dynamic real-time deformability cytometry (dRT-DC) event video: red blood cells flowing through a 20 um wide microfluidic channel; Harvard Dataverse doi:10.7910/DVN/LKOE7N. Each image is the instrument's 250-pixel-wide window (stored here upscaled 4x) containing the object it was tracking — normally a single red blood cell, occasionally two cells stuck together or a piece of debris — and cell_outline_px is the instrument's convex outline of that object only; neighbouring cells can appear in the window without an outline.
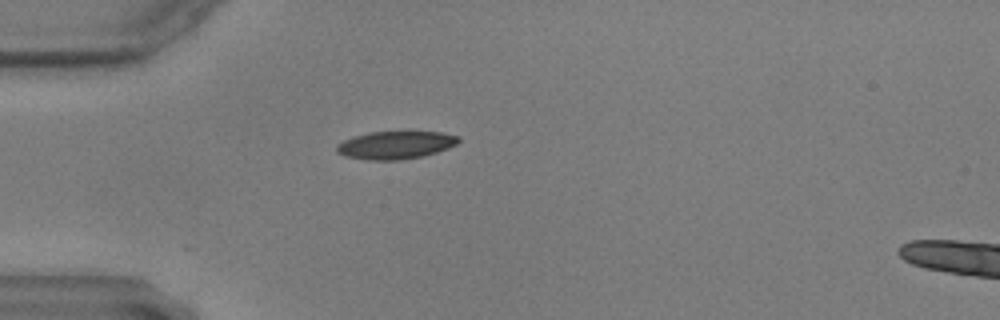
{"species": "common noctule bat (a hibernating species)", "species_latin": "Nyctalus noctula", "temperature_condition": "warm", "stored_images_in_passage": 21, "camera_frame_rate_fps": 3000, "um_per_image_px": 0.085, "animal": {"sex": "male", "body_mass_g": 17.9, "forearm_length_mm": 54.2}, "frame": {"image": 1, "passage_image": 1, "time_ms": 0.0, "image_size_px": [1000, 320], "cell_outline_px": [[460, 140], [456, 144], [448, 148], [436, 152], [420, 156], [400, 160], [368, 160], [344, 156], [336, 152], [336, 144], [352, 136], [368, 132], [440, 132], [460, 136]], "centroid_in_image_um": [33.58, 12.32], "position_along_channel_um": 51.4, "area_um2": 19.77}}
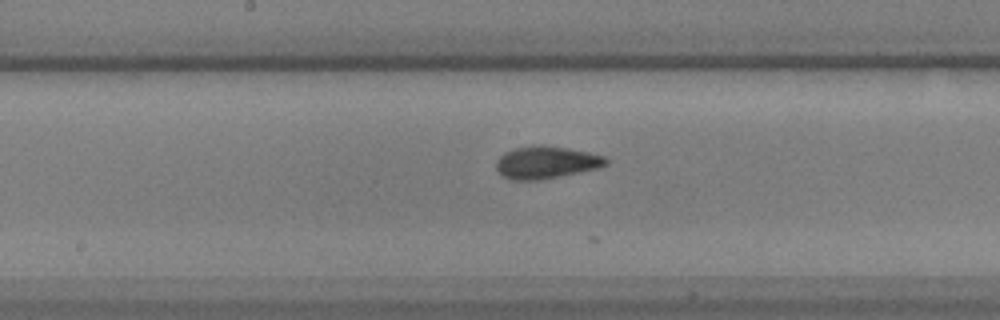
{"frame": {"image": 2, "passage_image": 15, "time_ms": 4.667, "image_size_px": [1000, 320], "cell_outline_px": [[608, 164], [596, 168], [580, 172], [540, 180], [512, 180], [500, 176], [496, 168], [496, 160], [504, 152], [516, 148], [568, 148], [588, 152], [604, 156], [608, 160]], "centroid_in_image_um": [46.4, 13.86], "position_along_channel_um": 201.8, "area_um2": 20.06}}